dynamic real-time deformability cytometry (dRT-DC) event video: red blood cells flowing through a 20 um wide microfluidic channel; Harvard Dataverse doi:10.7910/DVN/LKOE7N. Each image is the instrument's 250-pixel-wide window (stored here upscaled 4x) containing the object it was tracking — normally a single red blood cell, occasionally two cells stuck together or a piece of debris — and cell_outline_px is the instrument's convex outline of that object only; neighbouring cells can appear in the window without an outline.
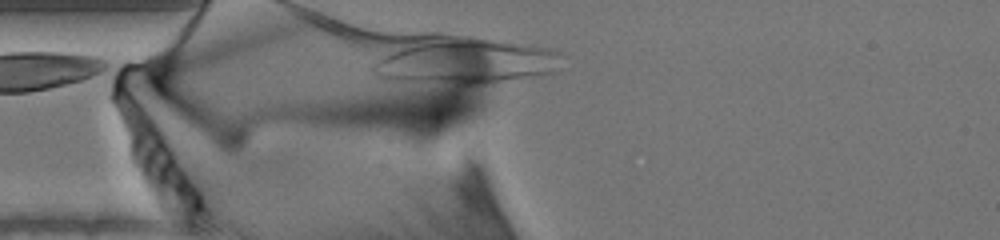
{"species": "human", "species_latin": "Homo sapiens", "temperature_condition": "warm", "stored_images_in_passage": 43, "camera_frame_rate_fps": 3000, "um_per_image_px": 0.085, "donor": {"sex": "male"}, "frame": {"image": 1, "passage_image": 13, "time_ms": 4.0, "image_size_px": [1000, 240], "cell_outline_px": [[560, 52], [556, 72], [472, 88], [464, 88], [380, 80], [372, 72], [372, 64], [404, 36], [432, 32], [436, 32], [468, 36], [548, 48]], "centroid_in_image_um": [39.26, 5.19], "position_along_channel_um": 45.7, "area_um2": 54.97}}
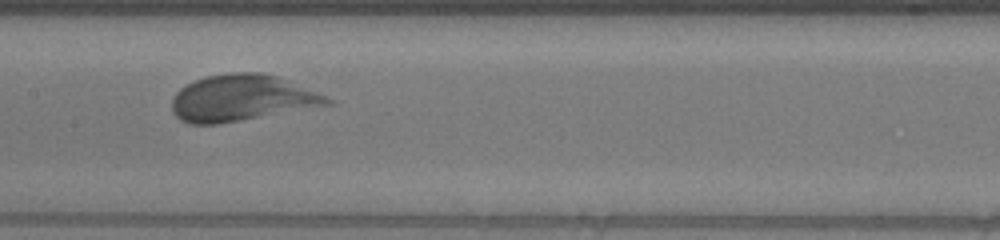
{"frame": {"image": 2, "passage_image": 25, "time_ms": 8.0, "image_size_px": [1000, 240], "cell_outline_px": [[336, 104], [220, 124], [188, 124], [180, 120], [172, 112], [172, 100], [176, 92], [180, 88], [204, 76], [228, 72], [260, 72], [276, 76], [328, 96]], "centroid_in_image_um": [20.56, 8.34], "position_along_channel_um": 186.8, "area_um2": 42.25}}
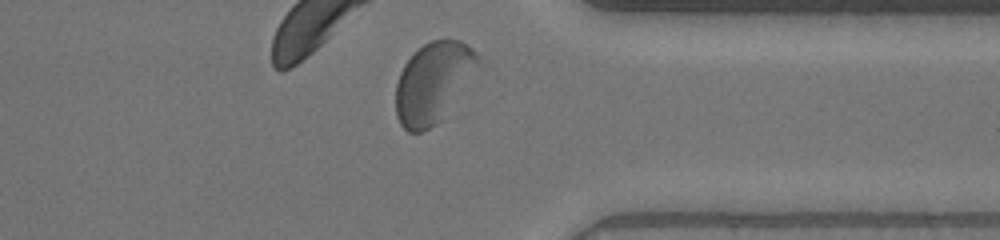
{"frame": {"image": 3, "passage_image": 41, "time_ms": 13.333, "image_size_px": [1000, 240], "cell_outline_px": [[480, 60], [440, 120], [436, 124], [420, 132], [408, 132], [400, 124], [396, 116], [396, 84], [400, 72], [404, 64], [424, 44], [432, 40], [460, 40], [472, 48], [476, 52]], "centroid_in_image_um": [36.75, 7.0], "position_along_channel_um": 374.7, "area_um2": 37.22}}